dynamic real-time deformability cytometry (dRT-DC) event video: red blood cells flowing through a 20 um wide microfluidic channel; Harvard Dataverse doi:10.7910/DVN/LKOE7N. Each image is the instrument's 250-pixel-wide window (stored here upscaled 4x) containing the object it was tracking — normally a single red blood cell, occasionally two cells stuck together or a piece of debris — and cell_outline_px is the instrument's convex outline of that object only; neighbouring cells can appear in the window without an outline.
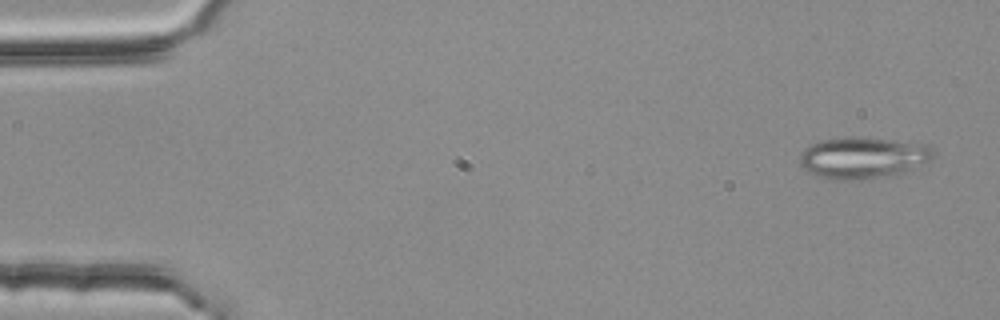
{"species": "common noctule bat (a hibernating species)", "species_latin": "Nyctalus noctula", "temperature_condition": "room temperature", "stored_images_in_passage": 7, "camera_frame_rate_fps": 3000, "um_per_image_px": 0.085, "animal": {"sex": "female", "body_mass_g": 25.1}, "frame": {"image": 1, "passage_image": 1, "time_ms": 0.0, "image_size_px": [1000, 320], "cell_outline_px": [[936, 156], [924, 164], [904, 172], [884, 176], [860, 180], [836, 180], [820, 176], [804, 168], [800, 164], [800, 156], [804, 148], [808, 144], [820, 140], [844, 136], [860, 136], [928, 144], [936, 152]], "centroid_in_image_um": [73.38, 13.37], "position_along_channel_um": 11.6, "area_um2": 32.71}}
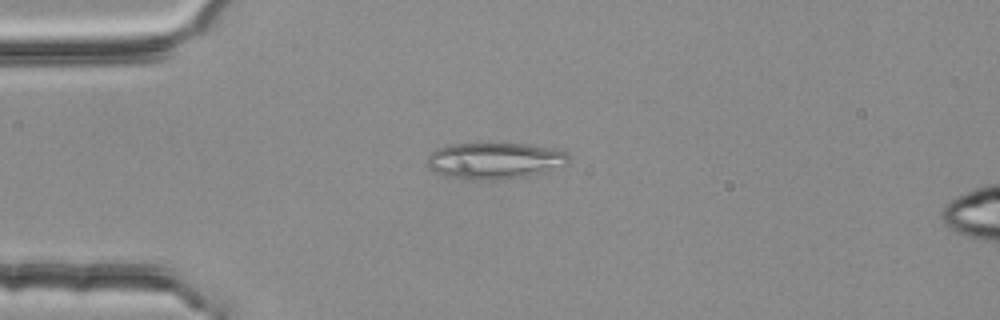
{"frame": {"image": 2, "passage_image": 4, "time_ms": 1.0, "image_size_px": [1000, 320], "cell_outline_px": [[572, 156], [568, 164], [544, 172], [528, 176], [500, 180], [472, 180], [444, 176], [432, 172], [428, 168], [428, 156], [432, 152], [440, 148], [452, 144], [528, 144], [548, 148], [564, 152]], "centroid_in_image_um": [42.05, 13.69], "position_along_channel_um": 43.0, "area_um2": 30.11}}
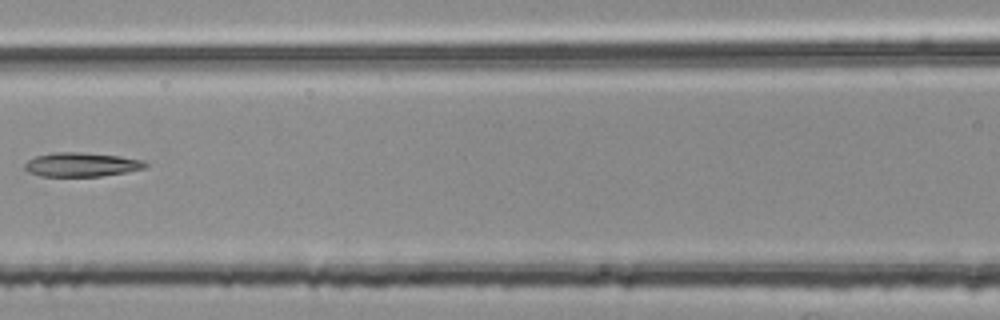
{"frame": {"image": 3, "passage_image": 7, "time_ms": 2.0, "image_size_px": [1000, 320], "cell_outline_px": [[148, 168], [100, 176], [40, 176], [28, 172], [24, 168], [24, 164], [28, 160], [36, 156], [56, 152], [80, 152], [120, 156], [144, 160], [148, 164]], "centroid_in_image_um": [6.94, 13.99], "position_along_channel_um": 159.7, "area_um2": 16.94}}